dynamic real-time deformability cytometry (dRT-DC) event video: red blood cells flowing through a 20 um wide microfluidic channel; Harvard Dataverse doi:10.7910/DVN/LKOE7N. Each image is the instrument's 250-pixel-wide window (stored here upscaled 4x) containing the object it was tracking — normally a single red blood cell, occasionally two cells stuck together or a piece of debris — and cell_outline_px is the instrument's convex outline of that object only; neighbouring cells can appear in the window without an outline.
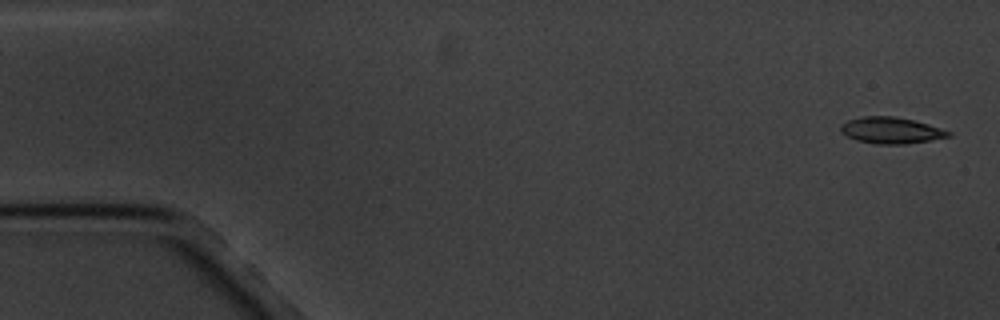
{"species": "common noctule bat (a hibernating species)", "species_latin": "Nyctalus noctula", "temperature_condition": "cold", "stored_images_in_passage": 6, "camera_frame_rate_fps": 3000, "um_per_image_px": 0.085, "animal": {"sex": "male", "body_mass_g": 20.1, "forearm_length_mm": 53.5}, "frame": {"image": 1, "passage_image": 1, "time_ms": 0.0, "image_size_px": [1000, 320], "cell_outline_px": [[952, 136], [932, 140], [904, 144], [876, 144], [856, 140], [840, 132], [840, 124], [848, 120], [864, 116], [892, 116], [912, 120], [928, 124], [952, 132]], "centroid_in_image_um": [75.74, 11.09], "position_along_channel_um": 9.3, "area_um2": 16.53}}
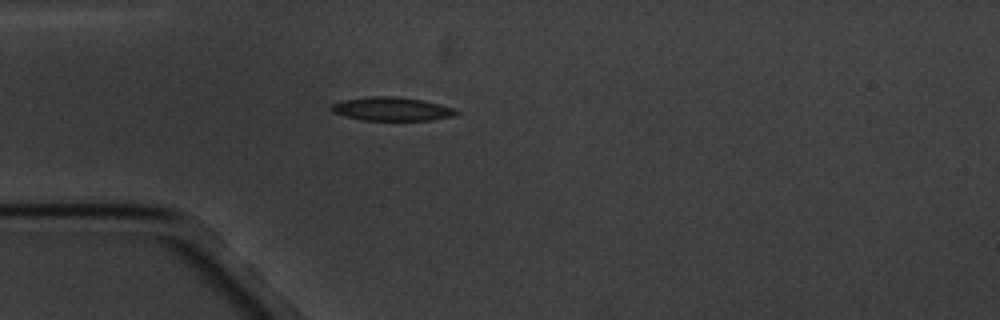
{"frame": {"image": 2, "passage_image": 5, "time_ms": 4.667, "image_size_px": [1000, 320], "cell_outline_px": [[460, 112], [452, 116], [432, 120], [360, 120], [344, 116], [332, 112], [328, 108], [332, 104], [340, 100], [368, 96], [392, 96], [420, 100], [440, 104], [456, 108]], "centroid_in_image_um": [33.25, 9.26], "position_along_channel_um": 51.8, "area_um2": 17.34}}